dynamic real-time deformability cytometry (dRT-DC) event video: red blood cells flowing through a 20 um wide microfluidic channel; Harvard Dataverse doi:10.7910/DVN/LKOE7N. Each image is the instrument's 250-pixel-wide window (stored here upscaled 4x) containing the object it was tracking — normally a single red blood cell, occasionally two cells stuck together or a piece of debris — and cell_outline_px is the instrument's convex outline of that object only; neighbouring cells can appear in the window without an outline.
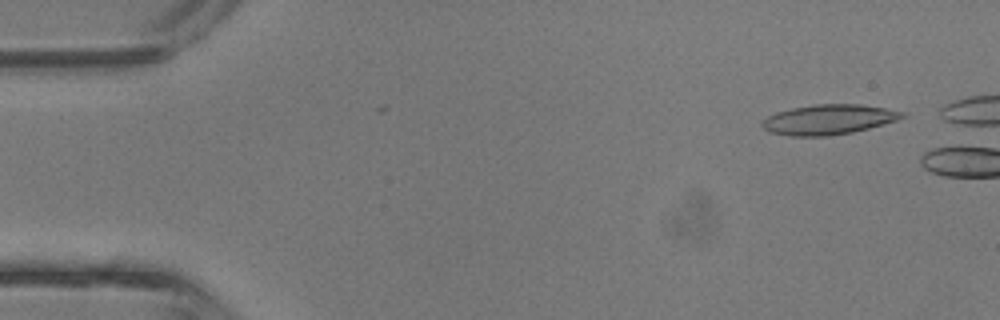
{"species": "common noctule bat (a hibernating species)", "species_latin": "Nyctalus noctula", "temperature_condition": "room temperature", "stored_images_in_passage": 4, "camera_frame_rate_fps": 3000, "um_per_image_px": 0.085, "animal": {"sex": "male", "body_mass_g": 13.3}, "frame": {"image": 1, "passage_image": 2, "time_ms": 0.333, "image_size_px": [1000, 320], "cell_outline_px": [[908, 116], [896, 120], [868, 128], [852, 132], [828, 136], [792, 136], [768, 132], [760, 124], [768, 116], [776, 112], [792, 108], [816, 104], [860, 104], [884, 108], [904, 112]], "centroid_in_image_um": [70.41, 10.16], "position_along_channel_um": 14.6, "area_um2": 24.33}}